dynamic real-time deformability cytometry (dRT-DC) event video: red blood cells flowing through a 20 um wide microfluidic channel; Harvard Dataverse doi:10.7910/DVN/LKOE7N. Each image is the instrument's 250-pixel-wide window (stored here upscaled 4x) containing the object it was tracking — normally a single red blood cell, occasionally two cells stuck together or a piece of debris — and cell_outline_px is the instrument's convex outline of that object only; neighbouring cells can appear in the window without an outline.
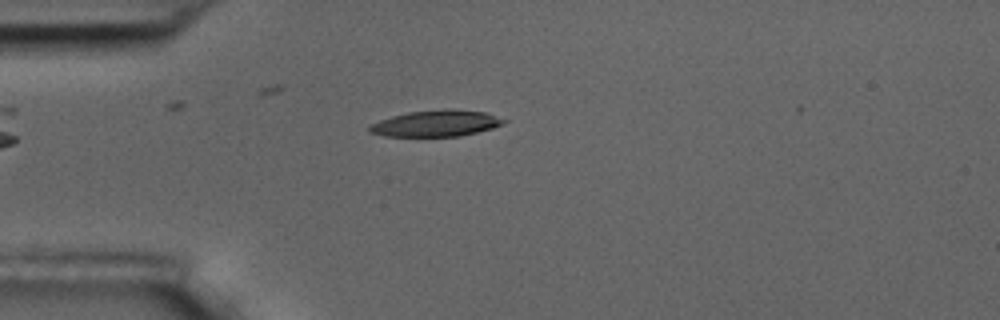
{"species": "common noctule bat (a hibernating species)", "species_latin": "Nyctalus noctula", "temperature_condition": "room temperature", "stored_images_in_passage": 43, "camera_frame_rate_fps": 3000, "um_per_image_px": 0.085, "animal": {"sex": "male", "body_mass_g": 17.5, "forearm_length_mm": 52.3}, "frame": {"image": 1, "passage_image": 1, "time_ms": 0.0, "image_size_px": [1000, 320], "cell_outline_px": [[508, 120], [504, 124], [492, 128], [460, 136], [384, 136], [368, 132], [368, 128], [372, 124], [380, 120], [392, 116], [408, 112], [444, 108], [448, 108], [484, 112]], "centroid_in_image_um": [37.07, 10.48], "position_along_channel_um": 47.9, "area_um2": 20.58}}
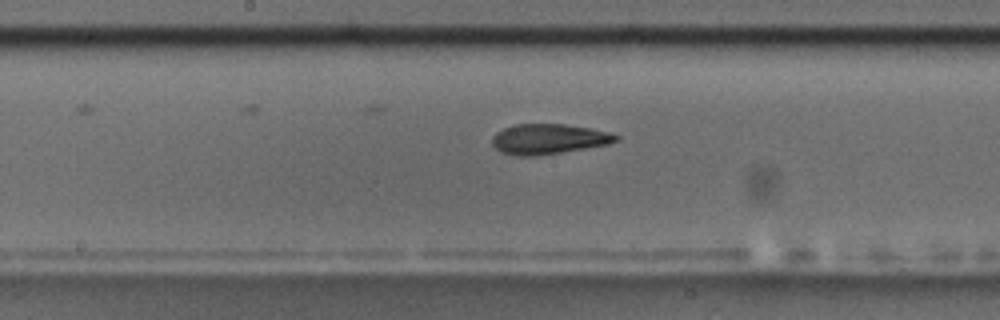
{"frame": {"image": 2, "passage_image": 15, "time_ms": 4.667, "image_size_px": [1000, 320], "cell_outline_px": [[620, 140], [608, 144], [536, 156], [512, 156], [500, 152], [492, 144], [492, 136], [496, 132], [504, 128], [516, 124], [564, 124], [588, 128], [608, 132], [620, 136]], "centroid_in_image_um": [46.59, 11.82], "position_along_channel_um": 201.6, "area_um2": 21.73}}
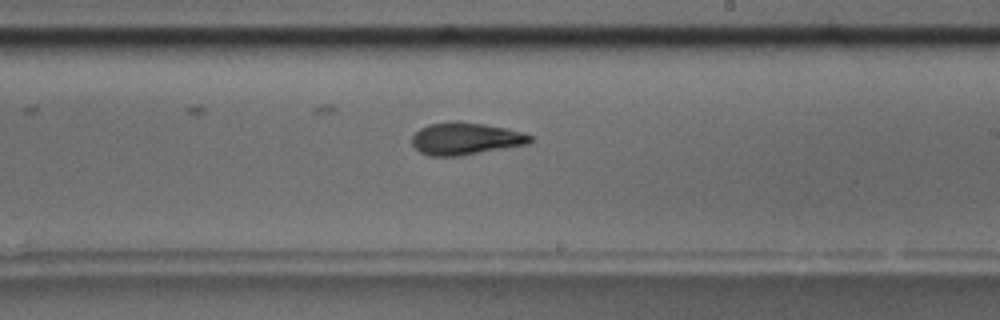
{"frame": {"image": 3, "passage_image": 19, "time_ms": 6.0, "image_size_px": [1000, 320], "cell_outline_px": [[532, 140], [528, 144], [460, 156], [428, 156], [420, 152], [412, 144], [412, 136], [420, 128], [428, 124], [452, 120], [456, 120], [484, 124], [508, 128], [532, 136]], "centroid_in_image_um": [39.54, 11.78], "position_along_channel_um": 249.5, "area_um2": 22.37}, "authors_computed_cell_mechanics": {"area_um2": 21.8484, "velocity_mm_per_s": 3.6036, "shape_relaxation_time_tau1_ms": 5.1449, "shape_relaxation_time_tau2_ms": 2.7124, "deformation_change_tau1": 0.178, "deformation_change_tau2": 0.1153}}